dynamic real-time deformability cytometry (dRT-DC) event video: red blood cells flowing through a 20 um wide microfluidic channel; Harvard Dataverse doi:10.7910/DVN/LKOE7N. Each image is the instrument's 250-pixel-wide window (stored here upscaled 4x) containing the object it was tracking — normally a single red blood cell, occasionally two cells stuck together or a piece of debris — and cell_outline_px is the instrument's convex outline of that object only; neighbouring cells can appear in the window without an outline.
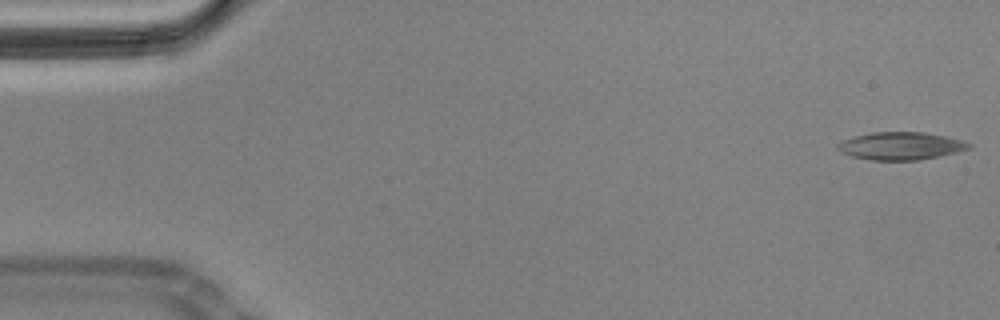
{"species": "Egyptian fruit bat (a non-hibernating species)", "species_latin": "Rousettus aegyptiacus", "temperature_condition": "cold", "stored_images_in_passage": 56, "camera_frame_rate_fps": 3000, "um_per_image_px": 0.085, "animal": {"sex": "male"}, "frame": {"image": 1, "passage_image": 1, "time_ms": 0.0, "image_size_px": [1000, 320], "cell_outline_px": [[972, 148], [956, 152], [916, 160], [872, 160], [852, 156], [840, 152], [836, 148], [836, 144], [840, 140], [852, 136], [872, 132], [924, 132], [944, 136], [960, 140], [972, 144]], "centroid_in_image_um": [76.49, 12.39], "position_along_channel_um": 8.5, "area_um2": 21.15}}
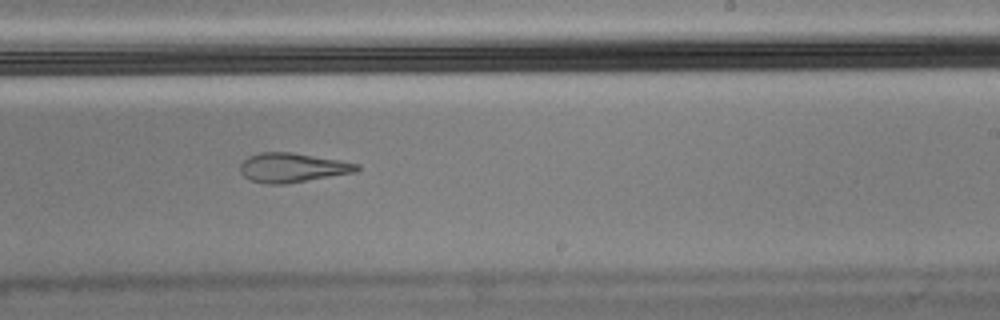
{"frame": {"image": 2, "passage_image": 34, "time_ms": 11.0, "image_size_px": [1000, 320], "cell_outline_px": [[360, 168], [356, 172], [284, 184], [268, 184], [252, 180], [244, 176], [240, 172], [240, 164], [248, 156], [260, 152], [292, 152], [360, 164]], "centroid_in_image_um": [24.84, 14.24], "position_along_channel_um": 264.2, "area_um2": 19.77}}
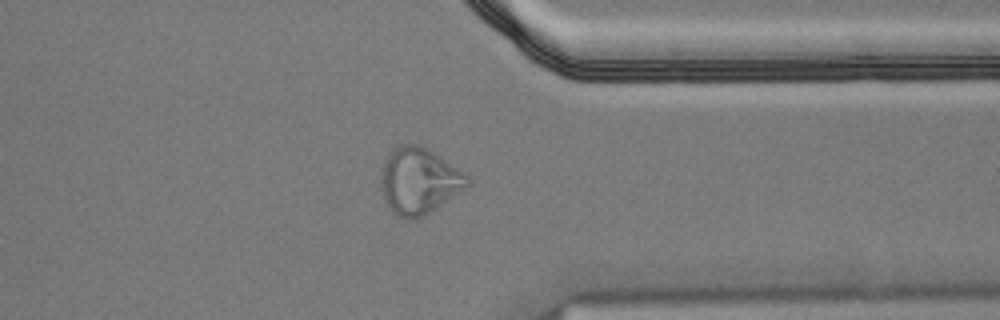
{"frame": {"image": 3, "passage_image": 44, "time_ms": 14.333, "image_size_px": [1000, 320], "cell_outline_px": [[468, 184], [464, 188], [416, 220], [404, 220], [392, 212], [384, 200], [380, 180], [384, 160], [388, 152], [392, 148], [400, 144], [420, 144], [468, 176]], "centroid_in_image_um": [35.52, 15.37], "position_along_channel_um": 375.9, "area_um2": 32.83}, "authors_computed_cell_mechanics": {"area_um2": 20.808, "velocity_mm_per_s": 3.4776, "shape_relaxation_time_tau1_ms": null, "shape_relaxation_time_tau2_ms": 3.0195, "deformation_change_tau1": null, "deformation_change_tau2": 0.1099}}